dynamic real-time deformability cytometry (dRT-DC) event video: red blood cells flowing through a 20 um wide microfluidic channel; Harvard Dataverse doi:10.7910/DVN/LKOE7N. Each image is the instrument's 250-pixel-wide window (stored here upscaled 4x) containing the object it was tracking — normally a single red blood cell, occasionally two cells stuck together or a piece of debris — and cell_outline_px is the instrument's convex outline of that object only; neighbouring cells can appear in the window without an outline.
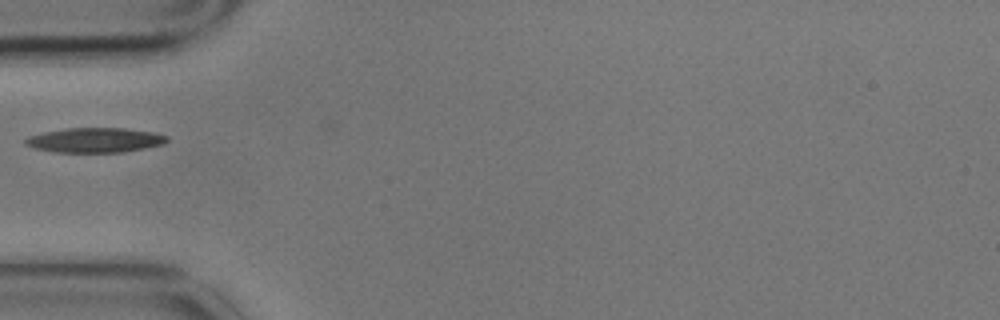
{"species": "common noctule bat (a hibernating species)", "species_latin": "Nyctalus noctula", "temperature_condition": "cold", "stored_images_in_passage": 1, "camera_frame_rate_fps": 3000, "um_per_image_px": 0.085, "animal": {"sex": "male", "body_mass_g": 17.9}, "frame": {"image": 1, "passage_image": 1, "time_ms": 0.0, "image_size_px": [1000, 320], "cell_outline_px": [[168, 140], [164, 144], [124, 152], [52, 152], [32, 148], [24, 144], [24, 140], [28, 136], [44, 132], [68, 128], [124, 128], [156, 132], [168, 136]], "centroid_in_image_um": [8.07, 11.91], "position_along_channel_um": 76.9, "area_um2": 20.58}}